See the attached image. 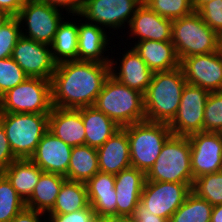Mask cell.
<instances>
[{"label":"cell","instance_id":"cell-1","mask_svg":"<svg viewBox=\"0 0 222 222\" xmlns=\"http://www.w3.org/2000/svg\"><path fill=\"white\" fill-rule=\"evenodd\" d=\"M109 76L110 64L80 60L56 64L50 80L52 107L93 106Z\"/></svg>","mask_w":222,"mask_h":222},{"label":"cell","instance_id":"cell-2","mask_svg":"<svg viewBox=\"0 0 222 222\" xmlns=\"http://www.w3.org/2000/svg\"><path fill=\"white\" fill-rule=\"evenodd\" d=\"M186 83L181 66L154 72L143 95L145 120L169 124L177 114Z\"/></svg>","mask_w":222,"mask_h":222},{"label":"cell","instance_id":"cell-3","mask_svg":"<svg viewBox=\"0 0 222 222\" xmlns=\"http://www.w3.org/2000/svg\"><path fill=\"white\" fill-rule=\"evenodd\" d=\"M93 106L120 127L145 120L143 94L130 89L111 75L105 81Z\"/></svg>","mask_w":222,"mask_h":222},{"label":"cell","instance_id":"cell-4","mask_svg":"<svg viewBox=\"0 0 222 222\" xmlns=\"http://www.w3.org/2000/svg\"><path fill=\"white\" fill-rule=\"evenodd\" d=\"M123 128L129 139L131 167L147 174L166 140L173 134L169 125L144 120Z\"/></svg>","mask_w":222,"mask_h":222},{"label":"cell","instance_id":"cell-5","mask_svg":"<svg viewBox=\"0 0 222 222\" xmlns=\"http://www.w3.org/2000/svg\"><path fill=\"white\" fill-rule=\"evenodd\" d=\"M221 37L212 30L197 11L172 21V40L180 62L192 55L219 50Z\"/></svg>","mask_w":222,"mask_h":222},{"label":"cell","instance_id":"cell-6","mask_svg":"<svg viewBox=\"0 0 222 222\" xmlns=\"http://www.w3.org/2000/svg\"><path fill=\"white\" fill-rule=\"evenodd\" d=\"M11 150L17 159H30L49 129V114L0 113Z\"/></svg>","mask_w":222,"mask_h":222},{"label":"cell","instance_id":"cell-7","mask_svg":"<svg viewBox=\"0 0 222 222\" xmlns=\"http://www.w3.org/2000/svg\"><path fill=\"white\" fill-rule=\"evenodd\" d=\"M191 145L188 137L172 134L146 174L148 181L193 184Z\"/></svg>","mask_w":222,"mask_h":222},{"label":"cell","instance_id":"cell-8","mask_svg":"<svg viewBox=\"0 0 222 222\" xmlns=\"http://www.w3.org/2000/svg\"><path fill=\"white\" fill-rule=\"evenodd\" d=\"M1 113L50 114L51 81L28 77L1 97Z\"/></svg>","mask_w":222,"mask_h":222},{"label":"cell","instance_id":"cell-9","mask_svg":"<svg viewBox=\"0 0 222 222\" xmlns=\"http://www.w3.org/2000/svg\"><path fill=\"white\" fill-rule=\"evenodd\" d=\"M63 11L40 0H27L16 16L21 36L51 46L60 23L66 18Z\"/></svg>","mask_w":222,"mask_h":222},{"label":"cell","instance_id":"cell-10","mask_svg":"<svg viewBox=\"0 0 222 222\" xmlns=\"http://www.w3.org/2000/svg\"><path fill=\"white\" fill-rule=\"evenodd\" d=\"M142 1L82 0V6L78 15L86 22L95 24L106 31L109 29V34L116 36L121 29V33H124L122 32L124 29L127 30L135 10Z\"/></svg>","mask_w":222,"mask_h":222},{"label":"cell","instance_id":"cell-11","mask_svg":"<svg viewBox=\"0 0 222 222\" xmlns=\"http://www.w3.org/2000/svg\"><path fill=\"white\" fill-rule=\"evenodd\" d=\"M192 185L146 180L140 202L147 212L169 220L191 192Z\"/></svg>","mask_w":222,"mask_h":222},{"label":"cell","instance_id":"cell-12","mask_svg":"<svg viewBox=\"0 0 222 222\" xmlns=\"http://www.w3.org/2000/svg\"><path fill=\"white\" fill-rule=\"evenodd\" d=\"M210 92L186 83L176 116L168 124L174 135L188 137L203 132L204 108Z\"/></svg>","mask_w":222,"mask_h":222},{"label":"cell","instance_id":"cell-13","mask_svg":"<svg viewBox=\"0 0 222 222\" xmlns=\"http://www.w3.org/2000/svg\"><path fill=\"white\" fill-rule=\"evenodd\" d=\"M11 57L28 75L51 80L56 63L52 57L51 46L21 36Z\"/></svg>","mask_w":222,"mask_h":222},{"label":"cell","instance_id":"cell-14","mask_svg":"<svg viewBox=\"0 0 222 222\" xmlns=\"http://www.w3.org/2000/svg\"><path fill=\"white\" fill-rule=\"evenodd\" d=\"M122 46H124L122 49L117 47L120 49L117 51L119 56L117 55L116 58L112 54L110 56V75L130 89L144 95L152 81L154 72L148 68L133 47L127 45L126 49L125 44ZM121 50L124 51L121 53Z\"/></svg>","mask_w":222,"mask_h":222},{"label":"cell","instance_id":"cell-15","mask_svg":"<svg viewBox=\"0 0 222 222\" xmlns=\"http://www.w3.org/2000/svg\"><path fill=\"white\" fill-rule=\"evenodd\" d=\"M193 180L222 170V133L199 132L188 136Z\"/></svg>","mask_w":222,"mask_h":222},{"label":"cell","instance_id":"cell-16","mask_svg":"<svg viewBox=\"0 0 222 222\" xmlns=\"http://www.w3.org/2000/svg\"><path fill=\"white\" fill-rule=\"evenodd\" d=\"M180 66L187 83L209 92L222 91V57L219 51L186 57Z\"/></svg>","mask_w":222,"mask_h":222},{"label":"cell","instance_id":"cell-17","mask_svg":"<svg viewBox=\"0 0 222 222\" xmlns=\"http://www.w3.org/2000/svg\"><path fill=\"white\" fill-rule=\"evenodd\" d=\"M78 17V60L80 61H92L104 64H110V52L115 54V43L113 39L122 37V35L112 37L105 29L84 21L79 15ZM83 22V23H82ZM85 22V23H84ZM111 36V37H109ZM111 39V40H110ZM111 46H110V45ZM114 50H113V48ZM111 48V49H108ZM110 50V52H109ZM113 50V51H112ZM108 51V52H106ZM107 53V54H106ZM106 55V56H105Z\"/></svg>","mask_w":222,"mask_h":222},{"label":"cell","instance_id":"cell-18","mask_svg":"<svg viewBox=\"0 0 222 222\" xmlns=\"http://www.w3.org/2000/svg\"><path fill=\"white\" fill-rule=\"evenodd\" d=\"M127 28L126 42L132 38L134 39L131 41L133 43L144 40L165 42L172 40V20L153 12L143 2L135 10Z\"/></svg>","mask_w":222,"mask_h":222},{"label":"cell","instance_id":"cell-19","mask_svg":"<svg viewBox=\"0 0 222 222\" xmlns=\"http://www.w3.org/2000/svg\"><path fill=\"white\" fill-rule=\"evenodd\" d=\"M72 148L48 130L39 141L30 160L43 172L66 177Z\"/></svg>","mask_w":222,"mask_h":222},{"label":"cell","instance_id":"cell-20","mask_svg":"<svg viewBox=\"0 0 222 222\" xmlns=\"http://www.w3.org/2000/svg\"><path fill=\"white\" fill-rule=\"evenodd\" d=\"M146 174L137 168L129 167L115 175L116 215L132 216L140 202Z\"/></svg>","mask_w":222,"mask_h":222},{"label":"cell","instance_id":"cell-21","mask_svg":"<svg viewBox=\"0 0 222 222\" xmlns=\"http://www.w3.org/2000/svg\"><path fill=\"white\" fill-rule=\"evenodd\" d=\"M99 171L118 174L131 167L130 146L126 130L121 127L97 149Z\"/></svg>","mask_w":222,"mask_h":222},{"label":"cell","instance_id":"cell-22","mask_svg":"<svg viewBox=\"0 0 222 222\" xmlns=\"http://www.w3.org/2000/svg\"><path fill=\"white\" fill-rule=\"evenodd\" d=\"M48 130L71 147L85 144V127L78 109L52 107Z\"/></svg>","mask_w":222,"mask_h":222},{"label":"cell","instance_id":"cell-23","mask_svg":"<svg viewBox=\"0 0 222 222\" xmlns=\"http://www.w3.org/2000/svg\"><path fill=\"white\" fill-rule=\"evenodd\" d=\"M125 44H131L130 46L135 49L153 72L168 71L180 67V59L172 42L144 40L137 43L128 41Z\"/></svg>","mask_w":222,"mask_h":222},{"label":"cell","instance_id":"cell-24","mask_svg":"<svg viewBox=\"0 0 222 222\" xmlns=\"http://www.w3.org/2000/svg\"><path fill=\"white\" fill-rule=\"evenodd\" d=\"M85 184L89 204L96 216L116 215L115 175L99 171Z\"/></svg>","mask_w":222,"mask_h":222},{"label":"cell","instance_id":"cell-25","mask_svg":"<svg viewBox=\"0 0 222 222\" xmlns=\"http://www.w3.org/2000/svg\"><path fill=\"white\" fill-rule=\"evenodd\" d=\"M85 127V144L92 148L101 147L121 127L94 106L78 109Z\"/></svg>","mask_w":222,"mask_h":222},{"label":"cell","instance_id":"cell-26","mask_svg":"<svg viewBox=\"0 0 222 222\" xmlns=\"http://www.w3.org/2000/svg\"><path fill=\"white\" fill-rule=\"evenodd\" d=\"M42 173L41 168L30 159H16L3 172L25 203L30 199Z\"/></svg>","mask_w":222,"mask_h":222},{"label":"cell","instance_id":"cell-27","mask_svg":"<svg viewBox=\"0 0 222 222\" xmlns=\"http://www.w3.org/2000/svg\"><path fill=\"white\" fill-rule=\"evenodd\" d=\"M70 15L60 23L51 45L52 57L56 64L78 60V18ZM75 19V21L73 20Z\"/></svg>","mask_w":222,"mask_h":222},{"label":"cell","instance_id":"cell-28","mask_svg":"<svg viewBox=\"0 0 222 222\" xmlns=\"http://www.w3.org/2000/svg\"><path fill=\"white\" fill-rule=\"evenodd\" d=\"M66 177L43 172L34 187L30 199L25 203L26 208L47 214L54 206Z\"/></svg>","mask_w":222,"mask_h":222},{"label":"cell","instance_id":"cell-29","mask_svg":"<svg viewBox=\"0 0 222 222\" xmlns=\"http://www.w3.org/2000/svg\"><path fill=\"white\" fill-rule=\"evenodd\" d=\"M97 172H99L97 149L86 144L73 147L66 179L86 183Z\"/></svg>","mask_w":222,"mask_h":222},{"label":"cell","instance_id":"cell-30","mask_svg":"<svg viewBox=\"0 0 222 222\" xmlns=\"http://www.w3.org/2000/svg\"><path fill=\"white\" fill-rule=\"evenodd\" d=\"M86 184L66 180L56 198L53 208L47 214H67L89 206Z\"/></svg>","mask_w":222,"mask_h":222},{"label":"cell","instance_id":"cell-31","mask_svg":"<svg viewBox=\"0 0 222 222\" xmlns=\"http://www.w3.org/2000/svg\"><path fill=\"white\" fill-rule=\"evenodd\" d=\"M212 208L207 200L191 191L169 222H210Z\"/></svg>","mask_w":222,"mask_h":222},{"label":"cell","instance_id":"cell-32","mask_svg":"<svg viewBox=\"0 0 222 222\" xmlns=\"http://www.w3.org/2000/svg\"><path fill=\"white\" fill-rule=\"evenodd\" d=\"M25 207L10 181L0 173V222H11Z\"/></svg>","mask_w":222,"mask_h":222},{"label":"cell","instance_id":"cell-33","mask_svg":"<svg viewBox=\"0 0 222 222\" xmlns=\"http://www.w3.org/2000/svg\"><path fill=\"white\" fill-rule=\"evenodd\" d=\"M191 191L212 206L222 204V170L194 179Z\"/></svg>","mask_w":222,"mask_h":222},{"label":"cell","instance_id":"cell-34","mask_svg":"<svg viewBox=\"0 0 222 222\" xmlns=\"http://www.w3.org/2000/svg\"><path fill=\"white\" fill-rule=\"evenodd\" d=\"M142 2L153 12L172 21L194 11L191 0H143Z\"/></svg>","mask_w":222,"mask_h":222},{"label":"cell","instance_id":"cell-35","mask_svg":"<svg viewBox=\"0 0 222 222\" xmlns=\"http://www.w3.org/2000/svg\"><path fill=\"white\" fill-rule=\"evenodd\" d=\"M203 132L222 133V91L210 92L205 103Z\"/></svg>","mask_w":222,"mask_h":222},{"label":"cell","instance_id":"cell-36","mask_svg":"<svg viewBox=\"0 0 222 222\" xmlns=\"http://www.w3.org/2000/svg\"><path fill=\"white\" fill-rule=\"evenodd\" d=\"M28 78L12 57L0 59V97Z\"/></svg>","mask_w":222,"mask_h":222},{"label":"cell","instance_id":"cell-37","mask_svg":"<svg viewBox=\"0 0 222 222\" xmlns=\"http://www.w3.org/2000/svg\"><path fill=\"white\" fill-rule=\"evenodd\" d=\"M21 37V26L17 17H12L0 29V59L10 58L13 49Z\"/></svg>","mask_w":222,"mask_h":222},{"label":"cell","instance_id":"cell-38","mask_svg":"<svg viewBox=\"0 0 222 222\" xmlns=\"http://www.w3.org/2000/svg\"><path fill=\"white\" fill-rule=\"evenodd\" d=\"M197 12L203 21L222 38V0L209 1Z\"/></svg>","mask_w":222,"mask_h":222},{"label":"cell","instance_id":"cell-39","mask_svg":"<svg viewBox=\"0 0 222 222\" xmlns=\"http://www.w3.org/2000/svg\"><path fill=\"white\" fill-rule=\"evenodd\" d=\"M96 217V213L90 205L72 213L46 214L47 222H95Z\"/></svg>","mask_w":222,"mask_h":222},{"label":"cell","instance_id":"cell-40","mask_svg":"<svg viewBox=\"0 0 222 222\" xmlns=\"http://www.w3.org/2000/svg\"><path fill=\"white\" fill-rule=\"evenodd\" d=\"M16 159L11 150L5 129L0 123V173H3Z\"/></svg>","mask_w":222,"mask_h":222},{"label":"cell","instance_id":"cell-41","mask_svg":"<svg viewBox=\"0 0 222 222\" xmlns=\"http://www.w3.org/2000/svg\"><path fill=\"white\" fill-rule=\"evenodd\" d=\"M53 7L66 11V15H78L82 6V0H40Z\"/></svg>","mask_w":222,"mask_h":222},{"label":"cell","instance_id":"cell-42","mask_svg":"<svg viewBox=\"0 0 222 222\" xmlns=\"http://www.w3.org/2000/svg\"><path fill=\"white\" fill-rule=\"evenodd\" d=\"M134 222H169V220L147 212V208L139 202L131 216Z\"/></svg>","mask_w":222,"mask_h":222},{"label":"cell","instance_id":"cell-43","mask_svg":"<svg viewBox=\"0 0 222 222\" xmlns=\"http://www.w3.org/2000/svg\"><path fill=\"white\" fill-rule=\"evenodd\" d=\"M11 222H47V218L46 214L25 207Z\"/></svg>","mask_w":222,"mask_h":222},{"label":"cell","instance_id":"cell-44","mask_svg":"<svg viewBox=\"0 0 222 222\" xmlns=\"http://www.w3.org/2000/svg\"><path fill=\"white\" fill-rule=\"evenodd\" d=\"M26 2L27 0H0V9L16 17Z\"/></svg>","mask_w":222,"mask_h":222},{"label":"cell","instance_id":"cell-45","mask_svg":"<svg viewBox=\"0 0 222 222\" xmlns=\"http://www.w3.org/2000/svg\"><path fill=\"white\" fill-rule=\"evenodd\" d=\"M95 222H134V221L130 216L111 215V216H97Z\"/></svg>","mask_w":222,"mask_h":222},{"label":"cell","instance_id":"cell-46","mask_svg":"<svg viewBox=\"0 0 222 222\" xmlns=\"http://www.w3.org/2000/svg\"><path fill=\"white\" fill-rule=\"evenodd\" d=\"M210 222H222V204L213 206Z\"/></svg>","mask_w":222,"mask_h":222},{"label":"cell","instance_id":"cell-47","mask_svg":"<svg viewBox=\"0 0 222 222\" xmlns=\"http://www.w3.org/2000/svg\"><path fill=\"white\" fill-rule=\"evenodd\" d=\"M13 16L9 14L7 11L0 9V29L6 25V23L12 18Z\"/></svg>","mask_w":222,"mask_h":222},{"label":"cell","instance_id":"cell-48","mask_svg":"<svg viewBox=\"0 0 222 222\" xmlns=\"http://www.w3.org/2000/svg\"><path fill=\"white\" fill-rule=\"evenodd\" d=\"M212 0H191L194 11H198L205 3Z\"/></svg>","mask_w":222,"mask_h":222},{"label":"cell","instance_id":"cell-49","mask_svg":"<svg viewBox=\"0 0 222 222\" xmlns=\"http://www.w3.org/2000/svg\"><path fill=\"white\" fill-rule=\"evenodd\" d=\"M219 53H220V55H221V57H222V38H221V40H220V44H219Z\"/></svg>","mask_w":222,"mask_h":222}]
</instances>
